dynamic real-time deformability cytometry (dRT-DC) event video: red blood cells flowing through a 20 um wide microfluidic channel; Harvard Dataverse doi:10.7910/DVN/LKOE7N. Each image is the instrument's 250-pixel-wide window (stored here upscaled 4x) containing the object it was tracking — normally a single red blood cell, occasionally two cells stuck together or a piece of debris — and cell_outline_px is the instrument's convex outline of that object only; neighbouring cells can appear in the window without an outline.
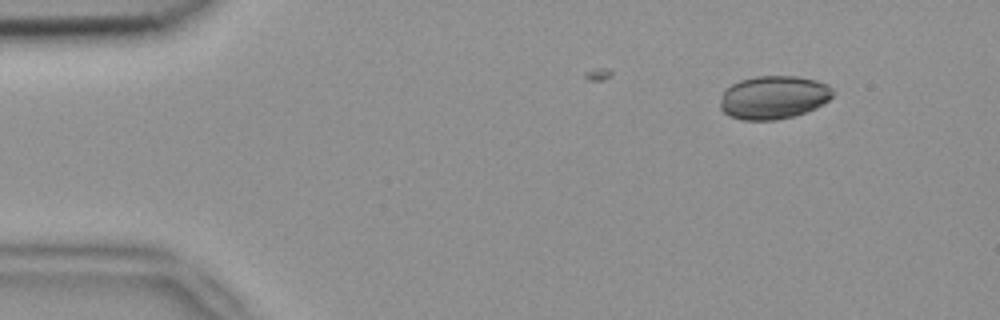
{"species": "common noctule bat (a hibernating species)", "species_latin": "Nyctalus noctula", "temperature_condition": "room temperature", "stored_images_in_passage": 3, "camera_frame_rate_fps": 3000, "um_per_image_px": 0.085, "animal": {"sex": "female", "body_mass_g": 18.4}, "frame": {"image": 1, "passage_image": 1, "time_ms": 0.0, "image_size_px": [1000, 320], "cell_outline_px": [[832, 96], [824, 104], [816, 108], [792, 116], [776, 120], [744, 120], [728, 116], [720, 108], [720, 100], [724, 92], [732, 84], [740, 80], [756, 76], [796, 76], [816, 80], [828, 84], [832, 88]], "centroid_in_image_um": [65.75, 8.28], "position_along_channel_um": 19.2, "area_um2": 28.38}}